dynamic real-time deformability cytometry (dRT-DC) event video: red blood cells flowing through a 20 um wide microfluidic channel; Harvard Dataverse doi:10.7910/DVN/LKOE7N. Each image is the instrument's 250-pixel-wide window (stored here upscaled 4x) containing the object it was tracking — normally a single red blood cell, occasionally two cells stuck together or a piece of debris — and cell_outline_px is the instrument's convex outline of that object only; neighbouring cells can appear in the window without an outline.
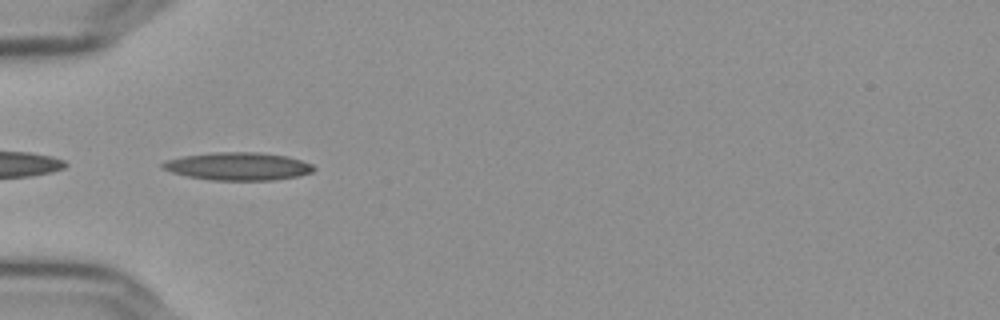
{"species": "Egyptian fruit bat (a non-hibernating species)", "species_latin": "Rousettus aegyptiacus", "temperature_condition": "cold", "stored_images_in_passage": 38, "camera_frame_rate_fps": 3000, "um_per_image_px": 0.085, "frame": {"image": 1, "passage_image": 1, "time_ms": 0.0, "image_size_px": [1000, 320], "cell_outline_px": [[316, 168], [312, 172], [296, 176], [272, 180], [212, 180], [188, 176], [172, 172], [164, 168], [160, 164], [164, 160], [184, 156], [212, 152], [256, 152], [288, 156], [312, 164]], "centroid_in_image_um": [20.23, 14.13], "position_along_channel_um": 64.8, "area_um2": 24.39}}
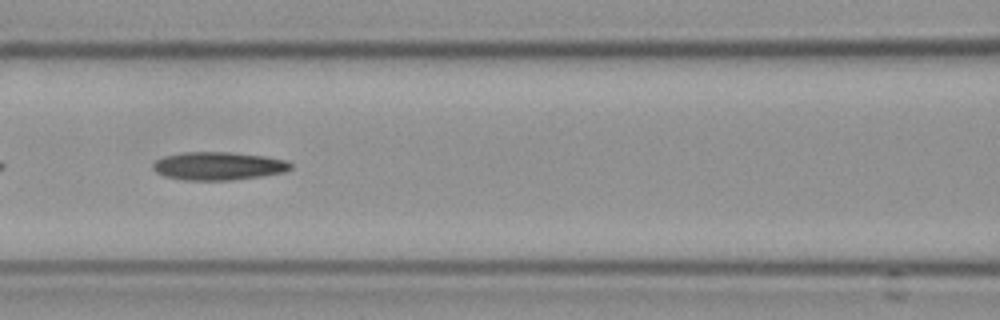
{"frame": {"image": 2, "passage_image": 8, "time_ms": 2.333, "image_size_px": [1000, 320], "cell_outline_px": [[292, 168], [284, 172], [260, 176], [232, 180], [184, 180], [164, 176], [156, 172], [152, 168], [152, 164], [156, 160], [164, 156], [184, 152], [228, 152], [264, 156], [284, 160], [292, 164]], "centroid_in_image_um": [18.53, 14.11], "position_along_channel_um": 148.1, "area_um2": 22.48}}
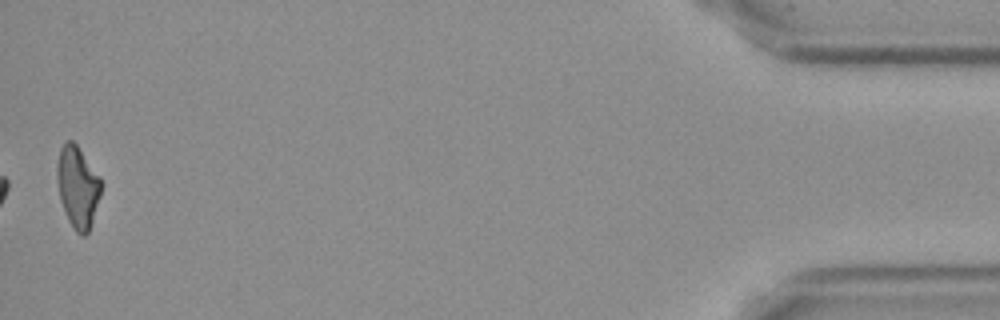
{"frame": {"image": 3, "passage_image": 38, "time_ms": 12.333, "image_size_px": [1000, 320], "cell_outline_px": [[100, 196], [88, 232], [84, 236], [80, 236], [76, 232], [68, 220], [60, 200], [56, 176], [56, 168], [60, 148], [68, 140], [72, 140], [76, 144], [100, 176]], "centroid_in_image_um": [6.58, 15.89], "position_along_channel_um": 428.6, "area_um2": 20.75}}